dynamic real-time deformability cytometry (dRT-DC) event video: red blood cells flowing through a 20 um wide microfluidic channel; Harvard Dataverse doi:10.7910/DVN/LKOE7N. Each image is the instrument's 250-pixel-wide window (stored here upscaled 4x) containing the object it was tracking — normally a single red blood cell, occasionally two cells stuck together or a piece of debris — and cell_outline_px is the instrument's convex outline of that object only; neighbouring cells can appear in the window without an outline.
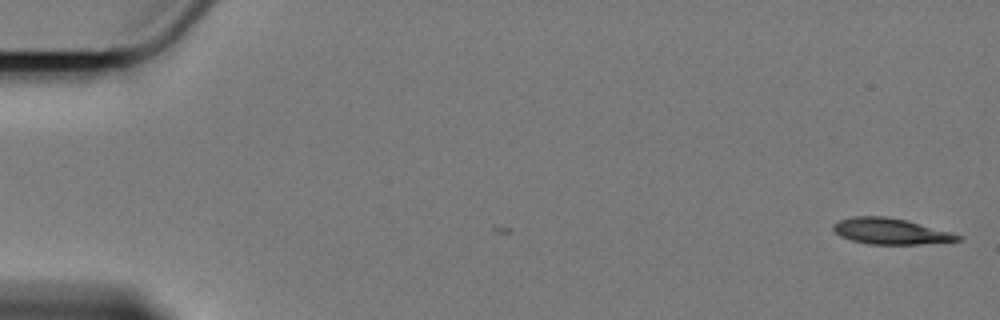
{"species": "Egyptian fruit bat (a non-hibernating species)", "species_latin": "Rousettus aegyptiacus", "temperature_condition": "cold", "stored_images_in_passage": 4, "camera_frame_rate_fps": 3000, "um_per_image_px": 0.085, "animal": {"sex": "female"}, "frame": {"image": 1, "passage_image": 4, "time_ms": 1.0, "image_size_px": [1000, 320], "cell_outline_px": [[964, 236], [960, 240], [920, 244], [868, 244], [852, 240], [840, 236], [832, 228], [832, 224], [840, 220], [852, 216], [884, 216], [908, 220], [952, 232]], "centroid_in_image_um": [75.71, 19.65], "position_along_channel_um": 9.3, "area_um2": 18.9}}